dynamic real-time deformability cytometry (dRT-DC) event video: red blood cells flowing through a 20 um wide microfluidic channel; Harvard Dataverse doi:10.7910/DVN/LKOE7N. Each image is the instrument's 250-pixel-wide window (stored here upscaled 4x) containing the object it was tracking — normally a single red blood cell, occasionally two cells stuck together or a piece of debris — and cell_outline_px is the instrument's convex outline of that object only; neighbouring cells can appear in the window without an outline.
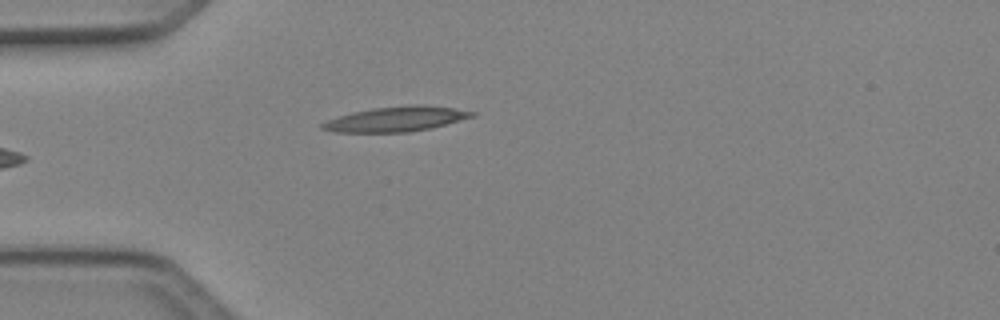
{"species": "Egyptian fruit bat (a non-hibernating species)", "species_latin": "Rousettus aegyptiacus", "temperature_condition": "cold", "stored_images_in_passage": 4, "camera_frame_rate_fps": 3000, "um_per_image_px": 0.085, "animal": {"sex": "female"}, "frame": {"image": 1, "passage_image": 4, "time_ms": 1.0, "image_size_px": [1000, 320], "cell_outline_px": [[476, 116], [432, 128], [408, 132], [336, 132], [320, 128], [320, 124], [328, 120], [352, 112], [372, 108], [412, 104], [424, 104], [452, 108], [476, 112]], "centroid_in_image_um": [33.7, 10.11], "position_along_channel_um": 51.3, "area_um2": 21.79}}